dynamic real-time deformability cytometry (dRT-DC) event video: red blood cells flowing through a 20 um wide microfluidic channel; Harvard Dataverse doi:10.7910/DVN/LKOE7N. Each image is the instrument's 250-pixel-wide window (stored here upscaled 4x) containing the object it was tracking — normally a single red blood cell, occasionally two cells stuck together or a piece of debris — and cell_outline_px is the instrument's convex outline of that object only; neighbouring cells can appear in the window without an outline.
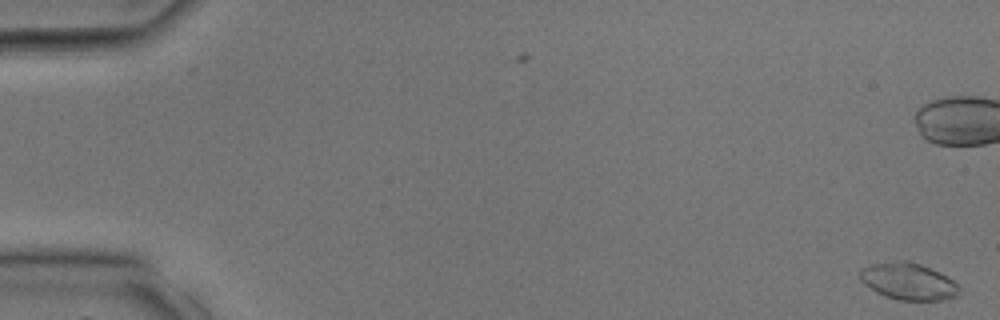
{"species": "common noctule bat (a hibernating species)", "species_latin": "Nyctalus noctula", "temperature_condition": "room temperature", "stored_images_in_passage": 2, "camera_frame_rate_fps": 3000, "um_per_image_px": 0.085, "animal": {"sex": "male", "body_mass_g": 17.9, "forearm_length_mm": 54.2}, "frame": {"image": 1, "passage_image": 2, "time_ms": 0.333, "image_size_px": [1000, 320], "cell_outline_px": [[960, 292], [956, 296], [940, 300], [900, 300], [884, 296], [876, 292], [864, 284], [860, 280], [860, 268], [872, 264], [896, 260], [908, 260], [920, 264], [940, 272], [952, 280], [960, 288]], "centroid_in_image_um": [77.18, 23.91], "position_along_channel_um": 7.8, "area_um2": 21.39}}